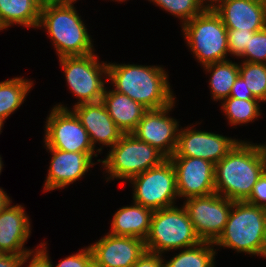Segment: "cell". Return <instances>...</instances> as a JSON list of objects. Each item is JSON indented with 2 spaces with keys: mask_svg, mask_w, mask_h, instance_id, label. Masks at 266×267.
Returning <instances> with one entry per match:
<instances>
[{
  "mask_svg": "<svg viewBox=\"0 0 266 267\" xmlns=\"http://www.w3.org/2000/svg\"><path fill=\"white\" fill-rule=\"evenodd\" d=\"M41 5L39 0H0V30L13 24L38 28Z\"/></svg>",
  "mask_w": 266,
  "mask_h": 267,
  "instance_id": "7402d4cb",
  "label": "cell"
},
{
  "mask_svg": "<svg viewBox=\"0 0 266 267\" xmlns=\"http://www.w3.org/2000/svg\"><path fill=\"white\" fill-rule=\"evenodd\" d=\"M227 30L256 32L266 27V1L211 0Z\"/></svg>",
  "mask_w": 266,
  "mask_h": 267,
  "instance_id": "2e32d148",
  "label": "cell"
},
{
  "mask_svg": "<svg viewBox=\"0 0 266 267\" xmlns=\"http://www.w3.org/2000/svg\"><path fill=\"white\" fill-rule=\"evenodd\" d=\"M161 9L176 16L183 26L189 20L202 13L209 5L204 0H148Z\"/></svg>",
  "mask_w": 266,
  "mask_h": 267,
  "instance_id": "83f0119b",
  "label": "cell"
},
{
  "mask_svg": "<svg viewBox=\"0 0 266 267\" xmlns=\"http://www.w3.org/2000/svg\"><path fill=\"white\" fill-rule=\"evenodd\" d=\"M153 210L133 201V205L124 206L113 215L110 234L129 236L145 240L148 236Z\"/></svg>",
  "mask_w": 266,
  "mask_h": 267,
  "instance_id": "44dd1931",
  "label": "cell"
},
{
  "mask_svg": "<svg viewBox=\"0 0 266 267\" xmlns=\"http://www.w3.org/2000/svg\"><path fill=\"white\" fill-rule=\"evenodd\" d=\"M204 70L211 74L209 87L213 101H221L228 98L232 86L239 76V64L232 60H224L204 66Z\"/></svg>",
  "mask_w": 266,
  "mask_h": 267,
  "instance_id": "603a6c76",
  "label": "cell"
},
{
  "mask_svg": "<svg viewBox=\"0 0 266 267\" xmlns=\"http://www.w3.org/2000/svg\"><path fill=\"white\" fill-rule=\"evenodd\" d=\"M4 126V121L0 119V133L2 132V127Z\"/></svg>",
  "mask_w": 266,
  "mask_h": 267,
  "instance_id": "ab89813d",
  "label": "cell"
},
{
  "mask_svg": "<svg viewBox=\"0 0 266 267\" xmlns=\"http://www.w3.org/2000/svg\"><path fill=\"white\" fill-rule=\"evenodd\" d=\"M161 66L108 63V77L115 91L129 96L147 110L161 109L175 101Z\"/></svg>",
  "mask_w": 266,
  "mask_h": 267,
  "instance_id": "7a4b0ae2",
  "label": "cell"
},
{
  "mask_svg": "<svg viewBox=\"0 0 266 267\" xmlns=\"http://www.w3.org/2000/svg\"><path fill=\"white\" fill-rule=\"evenodd\" d=\"M1 159H2V158H1V156H0V174H1V172H2V168H3V162H2Z\"/></svg>",
  "mask_w": 266,
  "mask_h": 267,
  "instance_id": "60d3db41",
  "label": "cell"
},
{
  "mask_svg": "<svg viewBox=\"0 0 266 267\" xmlns=\"http://www.w3.org/2000/svg\"><path fill=\"white\" fill-rule=\"evenodd\" d=\"M10 201L0 212V253L22 255L31 250L24 245L31 233L29 216L22 205Z\"/></svg>",
  "mask_w": 266,
  "mask_h": 267,
  "instance_id": "d6986e66",
  "label": "cell"
},
{
  "mask_svg": "<svg viewBox=\"0 0 266 267\" xmlns=\"http://www.w3.org/2000/svg\"><path fill=\"white\" fill-rule=\"evenodd\" d=\"M265 235L266 209L245 201H233L227 223L214 246L264 257Z\"/></svg>",
  "mask_w": 266,
  "mask_h": 267,
  "instance_id": "277c9868",
  "label": "cell"
},
{
  "mask_svg": "<svg viewBox=\"0 0 266 267\" xmlns=\"http://www.w3.org/2000/svg\"><path fill=\"white\" fill-rule=\"evenodd\" d=\"M209 6H210V1L211 0H204Z\"/></svg>",
  "mask_w": 266,
  "mask_h": 267,
  "instance_id": "f6af8a7d",
  "label": "cell"
},
{
  "mask_svg": "<svg viewBox=\"0 0 266 267\" xmlns=\"http://www.w3.org/2000/svg\"><path fill=\"white\" fill-rule=\"evenodd\" d=\"M175 106V101L161 109L147 110L132 134L170 158L176 149L179 122L169 117L168 113Z\"/></svg>",
  "mask_w": 266,
  "mask_h": 267,
  "instance_id": "4fadbf2b",
  "label": "cell"
},
{
  "mask_svg": "<svg viewBox=\"0 0 266 267\" xmlns=\"http://www.w3.org/2000/svg\"><path fill=\"white\" fill-rule=\"evenodd\" d=\"M264 258H266V235H265V245H264Z\"/></svg>",
  "mask_w": 266,
  "mask_h": 267,
  "instance_id": "b9f144b4",
  "label": "cell"
},
{
  "mask_svg": "<svg viewBox=\"0 0 266 267\" xmlns=\"http://www.w3.org/2000/svg\"><path fill=\"white\" fill-rule=\"evenodd\" d=\"M239 76L255 99L266 102V64L242 61L239 64Z\"/></svg>",
  "mask_w": 266,
  "mask_h": 267,
  "instance_id": "4316f807",
  "label": "cell"
},
{
  "mask_svg": "<svg viewBox=\"0 0 266 267\" xmlns=\"http://www.w3.org/2000/svg\"><path fill=\"white\" fill-rule=\"evenodd\" d=\"M245 202L266 209V173L263 172L254 184L250 196Z\"/></svg>",
  "mask_w": 266,
  "mask_h": 267,
  "instance_id": "1f68e13d",
  "label": "cell"
},
{
  "mask_svg": "<svg viewBox=\"0 0 266 267\" xmlns=\"http://www.w3.org/2000/svg\"><path fill=\"white\" fill-rule=\"evenodd\" d=\"M52 155L44 191L65 188L80 180L95 163L87 153L66 152L55 148H46Z\"/></svg>",
  "mask_w": 266,
  "mask_h": 267,
  "instance_id": "e0dca14e",
  "label": "cell"
},
{
  "mask_svg": "<svg viewBox=\"0 0 266 267\" xmlns=\"http://www.w3.org/2000/svg\"><path fill=\"white\" fill-rule=\"evenodd\" d=\"M249 1H266V0H249Z\"/></svg>",
  "mask_w": 266,
  "mask_h": 267,
  "instance_id": "bcb514c9",
  "label": "cell"
},
{
  "mask_svg": "<svg viewBox=\"0 0 266 267\" xmlns=\"http://www.w3.org/2000/svg\"><path fill=\"white\" fill-rule=\"evenodd\" d=\"M176 171L178 198L215 193V164L194 157H170Z\"/></svg>",
  "mask_w": 266,
  "mask_h": 267,
  "instance_id": "5bb4252c",
  "label": "cell"
},
{
  "mask_svg": "<svg viewBox=\"0 0 266 267\" xmlns=\"http://www.w3.org/2000/svg\"><path fill=\"white\" fill-rule=\"evenodd\" d=\"M128 181L134 189V202L153 211L175 206L176 197L178 199L176 171L169 158Z\"/></svg>",
  "mask_w": 266,
  "mask_h": 267,
  "instance_id": "30bf717a",
  "label": "cell"
},
{
  "mask_svg": "<svg viewBox=\"0 0 266 267\" xmlns=\"http://www.w3.org/2000/svg\"><path fill=\"white\" fill-rule=\"evenodd\" d=\"M89 247L94 267H132L146 251L143 239L110 233Z\"/></svg>",
  "mask_w": 266,
  "mask_h": 267,
  "instance_id": "9a60e30c",
  "label": "cell"
},
{
  "mask_svg": "<svg viewBox=\"0 0 266 267\" xmlns=\"http://www.w3.org/2000/svg\"><path fill=\"white\" fill-rule=\"evenodd\" d=\"M55 267H94L93 255L90 247L88 246L81 249L77 254L75 253L67 256Z\"/></svg>",
  "mask_w": 266,
  "mask_h": 267,
  "instance_id": "4dcf8cb0",
  "label": "cell"
},
{
  "mask_svg": "<svg viewBox=\"0 0 266 267\" xmlns=\"http://www.w3.org/2000/svg\"><path fill=\"white\" fill-rule=\"evenodd\" d=\"M95 53L85 56H63L59 58L67 86L78 98L75 105L96 103L102 100L108 77V63L99 62Z\"/></svg>",
  "mask_w": 266,
  "mask_h": 267,
  "instance_id": "ba28073f",
  "label": "cell"
},
{
  "mask_svg": "<svg viewBox=\"0 0 266 267\" xmlns=\"http://www.w3.org/2000/svg\"><path fill=\"white\" fill-rule=\"evenodd\" d=\"M163 255L145 251L132 267H164Z\"/></svg>",
  "mask_w": 266,
  "mask_h": 267,
  "instance_id": "836d02e7",
  "label": "cell"
},
{
  "mask_svg": "<svg viewBox=\"0 0 266 267\" xmlns=\"http://www.w3.org/2000/svg\"><path fill=\"white\" fill-rule=\"evenodd\" d=\"M101 102L105 105L116 126L124 134L132 133L147 111L145 107L129 96L111 89L109 91L105 89Z\"/></svg>",
  "mask_w": 266,
  "mask_h": 267,
  "instance_id": "ffe728a7",
  "label": "cell"
},
{
  "mask_svg": "<svg viewBox=\"0 0 266 267\" xmlns=\"http://www.w3.org/2000/svg\"><path fill=\"white\" fill-rule=\"evenodd\" d=\"M232 205V200L216 192L206 196L191 197L183 202L197 235L202 241L212 243L223 232Z\"/></svg>",
  "mask_w": 266,
  "mask_h": 267,
  "instance_id": "8fae6325",
  "label": "cell"
},
{
  "mask_svg": "<svg viewBox=\"0 0 266 267\" xmlns=\"http://www.w3.org/2000/svg\"><path fill=\"white\" fill-rule=\"evenodd\" d=\"M10 201V197L7 196V193L3 190V188H0V212Z\"/></svg>",
  "mask_w": 266,
  "mask_h": 267,
  "instance_id": "8d00e7d4",
  "label": "cell"
},
{
  "mask_svg": "<svg viewBox=\"0 0 266 267\" xmlns=\"http://www.w3.org/2000/svg\"><path fill=\"white\" fill-rule=\"evenodd\" d=\"M44 143L46 148H55L66 152L87 153L93 158L101 153L102 148L94 149L88 132L82 126L80 119L68 107L55 105L45 122Z\"/></svg>",
  "mask_w": 266,
  "mask_h": 267,
  "instance_id": "9c48e42d",
  "label": "cell"
},
{
  "mask_svg": "<svg viewBox=\"0 0 266 267\" xmlns=\"http://www.w3.org/2000/svg\"><path fill=\"white\" fill-rule=\"evenodd\" d=\"M77 0H65V4H74Z\"/></svg>",
  "mask_w": 266,
  "mask_h": 267,
  "instance_id": "f35d334b",
  "label": "cell"
},
{
  "mask_svg": "<svg viewBox=\"0 0 266 267\" xmlns=\"http://www.w3.org/2000/svg\"><path fill=\"white\" fill-rule=\"evenodd\" d=\"M181 27L187 46L203 67L227 60V28L212 7L208 6Z\"/></svg>",
  "mask_w": 266,
  "mask_h": 267,
  "instance_id": "8992f818",
  "label": "cell"
},
{
  "mask_svg": "<svg viewBox=\"0 0 266 267\" xmlns=\"http://www.w3.org/2000/svg\"><path fill=\"white\" fill-rule=\"evenodd\" d=\"M72 110L88 132L94 149L96 143L112 148L124 135L123 131L116 126L101 101L74 105Z\"/></svg>",
  "mask_w": 266,
  "mask_h": 267,
  "instance_id": "ac0fdd59",
  "label": "cell"
},
{
  "mask_svg": "<svg viewBox=\"0 0 266 267\" xmlns=\"http://www.w3.org/2000/svg\"><path fill=\"white\" fill-rule=\"evenodd\" d=\"M33 81L23 77H14L0 82V119L5 120L25 101Z\"/></svg>",
  "mask_w": 266,
  "mask_h": 267,
  "instance_id": "cb8c5ba5",
  "label": "cell"
},
{
  "mask_svg": "<svg viewBox=\"0 0 266 267\" xmlns=\"http://www.w3.org/2000/svg\"><path fill=\"white\" fill-rule=\"evenodd\" d=\"M193 127H180L177 146L171 157H194L217 164L239 141Z\"/></svg>",
  "mask_w": 266,
  "mask_h": 267,
  "instance_id": "7c38bea8",
  "label": "cell"
},
{
  "mask_svg": "<svg viewBox=\"0 0 266 267\" xmlns=\"http://www.w3.org/2000/svg\"><path fill=\"white\" fill-rule=\"evenodd\" d=\"M201 241L183 205L155 210L148 236L144 240L146 251L159 255L188 248Z\"/></svg>",
  "mask_w": 266,
  "mask_h": 267,
  "instance_id": "5b68a950",
  "label": "cell"
},
{
  "mask_svg": "<svg viewBox=\"0 0 266 267\" xmlns=\"http://www.w3.org/2000/svg\"><path fill=\"white\" fill-rule=\"evenodd\" d=\"M222 101V110L231 125L248 124L261 116L260 101L257 99L244 100L228 97Z\"/></svg>",
  "mask_w": 266,
  "mask_h": 267,
  "instance_id": "484cf974",
  "label": "cell"
},
{
  "mask_svg": "<svg viewBox=\"0 0 266 267\" xmlns=\"http://www.w3.org/2000/svg\"><path fill=\"white\" fill-rule=\"evenodd\" d=\"M42 4L43 3H58V2H61V3H64L65 4V0H39Z\"/></svg>",
  "mask_w": 266,
  "mask_h": 267,
  "instance_id": "74e56055",
  "label": "cell"
},
{
  "mask_svg": "<svg viewBox=\"0 0 266 267\" xmlns=\"http://www.w3.org/2000/svg\"><path fill=\"white\" fill-rule=\"evenodd\" d=\"M45 28L58 58L94 53L93 41L73 4L43 3L38 28Z\"/></svg>",
  "mask_w": 266,
  "mask_h": 267,
  "instance_id": "3957f363",
  "label": "cell"
},
{
  "mask_svg": "<svg viewBox=\"0 0 266 267\" xmlns=\"http://www.w3.org/2000/svg\"><path fill=\"white\" fill-rule=\"evenodd\" d=\"M47 243H40L39 248L36 247L35 251H29L30 262L27 267H53L51 259L48 256ZM41 247V248H40ZM31 257V258H30Z\"/></svg>",
  "mask_w": 266,
  "mask_h": 267,
  "instance_id": "d6a6232c",
  "label": "cell"
},
{
  "mask_svg": "<svg viewBox=\"0 0 266 267\" xmlns=\"http://www.w3.org/2000/svg\"><path fill=\"white\" fill-rule=\"evenodd\" d=\"M167 158L156 148L138 140L132 133L124 134L121 139L108 151L103 163L110 179L128 181L135 175L160 165Z\"/></svg>",
  "mask_w": 266,
  "mask_h": 267,
  "instance_id": "52a82bcc",
  "label": "cell"
},
{
  "mask_svg": "<svg viewBox=\"0 0 266 267\" xmlns=\"http://www.w3.org/2000/svg\"><path fill=\"white\" fill-rule=\"evenodd\" d=\"M229 97L244 99V100L255 99L250 89L246 86V82L240 76H238V78L234 82Z\"/></svg>",
  "mask_w": 266,
  "mask_h": 267,
  "instance_id": "d590c367",
  "label": "cell"
},
{
  "mask_svg": "<svg viewBox=\"0 0 266 267\" xmlns=\"http://www.w3.org/2000/svg\"><path fill=\"white\" fill-rule=\"evenodd\" d=\"M254 33L237 29L227 30L229 55L240 57L248 47L250 38L253 37Z\"/></svg>",
  "mask_w": 266,
  "mask_h": 267,
  "instance_id": "f546056e",
  "label": "cell"
},
{
  "mask_svg": "<svg viewBox=\"0 0 266 267\" xmlns=\"http://www.w3.org/2000/svg\"><path fill=\"white\" fill-rule=\"evenodd\" d=\"M29 260V252L22 255L0 253V267H22Z\"/></svg>",
  "mask_w": 266,
  "mask_h": 267,
  "instance_id": "e575fe53",
  "label": "cell"
},
{
  "mask_svg": "<svg viewBox=\"0 0 266 267\" xmlns=\"http://www.w3.org/2000/svg\"><path fill=\"white\" fill-rule=\"evenodd\" d=\"M264 172L266 173V153H265V157H264Z\"/></svg>",
  "mask_w": 266,
  "mask_h": 267,
  "instance_id": "7bdbcfd3",
  "label": "cell"
},
{
  "mask_svg": "<svg viewBox=\"0 0 266 267\" xmlns=\"http://www.w3.org/2000/svg\"><path fill=\"white\" fill-rule=\"evenodd\" d=\"M240 58L250 63L266 64V27L256 31Z\"/></svg>",
  "mask_w": 266,
  "mask_h": 267,
  "instance_id": "f1b7e54d",
  "label": "cell"
},
{
  "mask_svg": "<svg viewBox=\"0 0 266 267\" xmlns=\"http://www.w3.org/2000/svg\"><path fill=\"white\" fill-rule=\"evenodd\" d=\"M261 145V148L263 149L264 153H266V144H260Z\"/></svg>",
  "mask_w": 266,
  "mask_h": 267,
  "instance_id": "ee69618b",
  "label": "cell"
},
{
  "mask_svg": "<svg viewBox=\"0 0 266 267\" xmlns=\"http://www.w3.org/2000/svg\"><path fill=\"white\" fill-rule=\"evenodd\" d=\"M113 1H114V0H113ZM115 1H118V2H119V1L121 2V1H122V2H124V1H126V0H115Z\"/></svg>",
  "mask_w": 266,
  "mask_h": 267,
  "instance_id": "7dc6e473",
  "label": "cell"
},
{
  "mask_svg": "<svg viewBox=\"0 0 266 267\" xmlns=\"http://www.w3.org/2000/svg\"><path fill=\"white\" fill-rule=\"evenodd\" d=\"M214 243L201 241L200 243L184 248L169 261L164 260V267H215L217 254Z\"/></svg>",
  "mask_w": 266,
  "mask_h": 267,
  "instance_id": "d4e9b609",
  "label": "cell"
},
{
  "mask_svg": "<svg viewBox=\"0 0 266 267\" xmlns=\"http://www.w3.org/2000/svg\"><path fill=\"white\" fill-rule=\"evenodd\" d=\"M264 157L260 144L239 140L215 164V192L232 201H245L264 172Z\"/></svg>",
  "mask_w": 266,
  "mask_h": 267,
  "instance_id": "6da1fadb",
  "label": "cell"
}]
</instances>
